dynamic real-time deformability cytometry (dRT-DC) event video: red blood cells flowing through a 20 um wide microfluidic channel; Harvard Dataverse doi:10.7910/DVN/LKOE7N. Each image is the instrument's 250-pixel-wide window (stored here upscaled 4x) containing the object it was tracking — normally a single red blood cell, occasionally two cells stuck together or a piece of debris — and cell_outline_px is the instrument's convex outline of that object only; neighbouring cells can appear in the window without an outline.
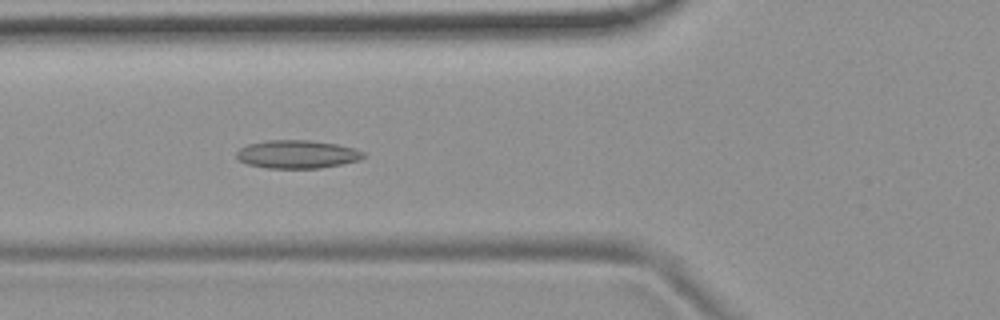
{"species": "common noctule bat (a hibernating species)", "species_latin": "Nyctalus noctula", "temperature_condition": "room temperature", "stored_images_in_passage": 47, "camera_frame_rate_fps": 3000, "um_per_image_px": 0.085, "animal": {"sex": "female", "body_mass_g": 19.9}, "frame": {"image": 1, "passage_image": 13, "time_ms": 4.0, "image_size_px": [1000, 320], "cell_outline_px": [[364, 156], [360, 160], [320, 168], [264, 168], [248, 164], [240, 160], [236, 156], [236, 152], [240, 148], [248, 144], [268, 140], [308, 140], [336, 144], [352, 148], [364, 152]], "centroid_in_image_um": [25.23, 13.11], "position_along_channel_um": 100.6, "area_um2": 20.69}}
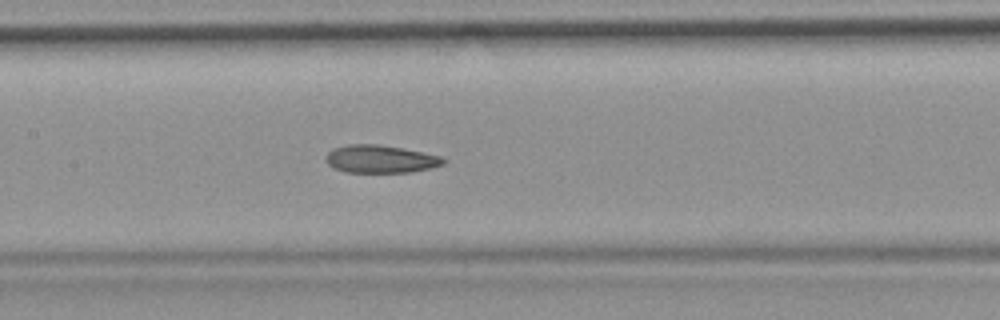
{"frame": {"image": 2, "passage_image": 19, "time_ms": 6.0, "image_size_px": [1000, 320], "cell_outline_px": [[448, 160], [444, 164], [432, 168], [412, 172], [344, 172], [328, 164], [328, 152], [332, 148], [348, 144], [380, 144], [440, 156]], "centroid_in_image_um": [32.37, 13.52], "position_along_channel_um": 175.0, "area_um2": 18.9}}
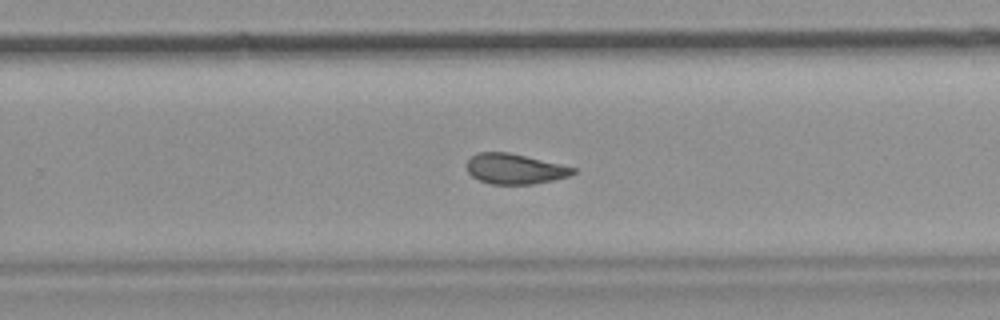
{"frame": {"image": 3, "passage_image": 28, "time_ms": 9.0, "image_size_px": [1000, 320], "cell_outline_px": [[576, 172], [568, 176], [552, 180], [532, 184], [492, 184], [480, 180], [472, 176], [468, 172], [468, 160], [472, 156], [480, 152], [508, 152], [560, 164], [576, 168]], "centroid_in_image_um": [43.76, 14.35], "position_along_channel_um": 286.0, "area_um2": 18.44}, "authors_computed_cell_mechanics": {"area_um2": 19.7098, "velocity_mm_per_s": 3.7216, "shape_relaxation_time_tau1_ms": null, "shape_relaxation_time_tau2_ms": 3.0236, "deformation_change_tau1": null, "deformation_change_tau2": 0.0938}}